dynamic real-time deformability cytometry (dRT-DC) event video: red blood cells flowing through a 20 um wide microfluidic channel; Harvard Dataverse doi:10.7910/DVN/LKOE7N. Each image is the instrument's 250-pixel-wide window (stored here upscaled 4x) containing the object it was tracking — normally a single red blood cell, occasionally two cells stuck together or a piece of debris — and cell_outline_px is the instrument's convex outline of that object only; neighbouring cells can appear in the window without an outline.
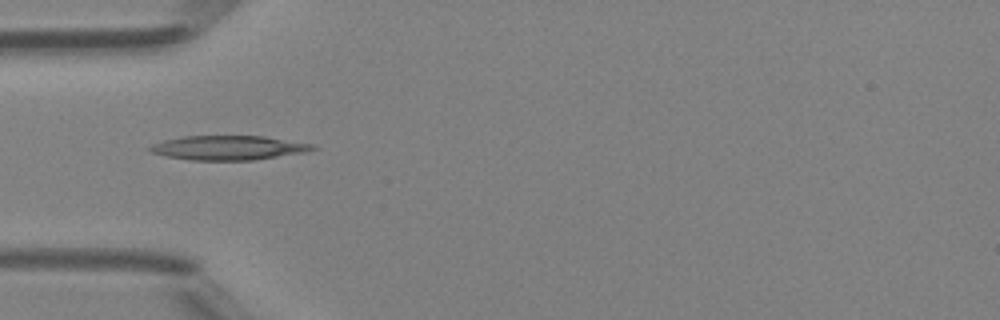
{"species": "Egyptian fruit bat (a non-hibernating species)", "species_latin": "Rousettus aegyptiacus", "temperature_condition": "room temperature", "stored_images_in_passage": 34, "camera_frame_rate_fps": 3000, "um_per_image_px": 0.085, "animal": {"sex": "female"}, "frame": {"image": 1, "passage_image": 1, "time_ms": 0.0, "image_size_px": [1000, 320], "cell_outline_px": [[320, 148], [308, 152], [252, 160], [192, 160], [168, 156], [148, 152], [148, 148], [152, 144], [164, 140], [184, 136], [264, 136], [316, 144]], "centroid_in_image_um": [19.48, 12.56], "position_along_channel_um": 65.5, "area_um2": 23.24}}
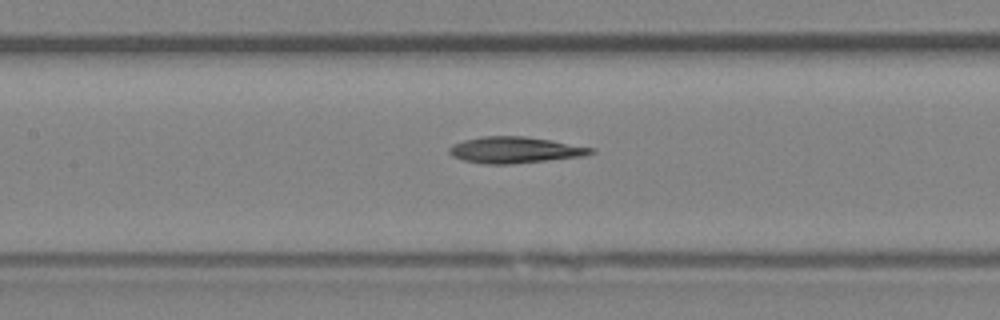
{"frame": {"image": 2, "passage_image": 8, "time_ms": 2.333, "image_size_px": [1000, 320], "cell_outline_px": [[596, 152], [584, 156], [512, 164], [484, 164], [464, 160], [452, 156], [448, 152], [448, 148], [452, 144], [464, 140], [480, 136], [524, 136], [552, 140], [596, 148]], "centroid_in_image_um": [43.78, 12.74], "position_along_channel_um": 163.6, "area_um2": 21.91}}
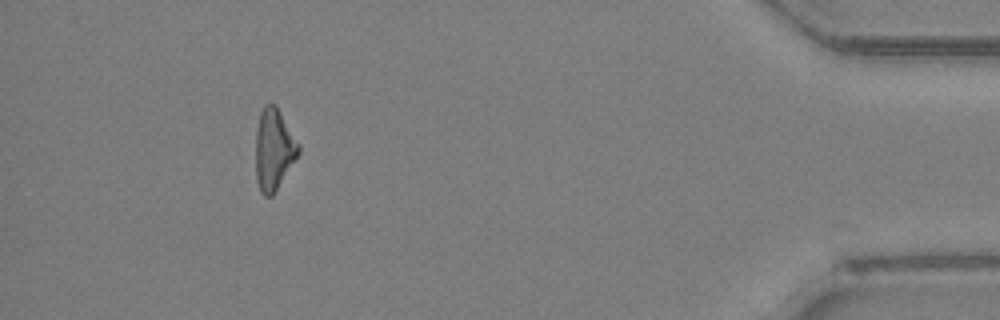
{"frame": {"image": 3, "passage_image": 30, "time_ms": 9.667, "image_size_px": [1000, 320], "cell_outline_px": [[300, 152], [272, 196], [264, 196], [260, 192], [256, 180], [256, 128], [260, 112], [264, 104], [276, 104], [300, 144]], "centroid_in_image_um": [23.27, 12.67], "position_along_channel_um": 411.9, "area_um2": 20.4}}